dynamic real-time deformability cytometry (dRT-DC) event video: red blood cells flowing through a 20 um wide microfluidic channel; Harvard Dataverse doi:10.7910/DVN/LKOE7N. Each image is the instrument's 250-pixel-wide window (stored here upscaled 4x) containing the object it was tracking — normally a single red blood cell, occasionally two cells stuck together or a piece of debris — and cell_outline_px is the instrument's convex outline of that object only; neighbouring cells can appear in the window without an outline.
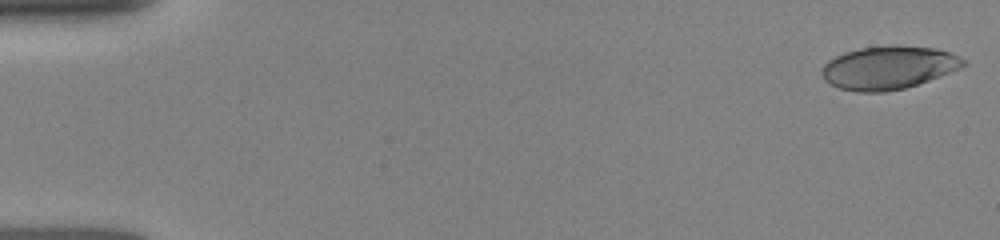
{"species": "human", "species_latin": "Homo sapiens", "temperature_condition": "room temperature", "stored_images_in_passage": 35, "camera_frame_rate_fps": 3000, "um_per_image_px": 0.085, "donor": {"sex": "female"}, "frame": {"image": 1, "passage_image": 1, "time_ms": 0.0, "image_size_px": [1000, 240], "cell_outline_px": [[968, 64], [960, 68], [940, 76], [904, 88], [884, 92], [856, 92], [840, 88], [824, 80], [820, 72], [824, 64], [828, 60], [844, 52], [860, 48], [936, 48], [948, 52], [964, 60]], "centroid_in_image_um": [75.47, 5.79], "position_along_channel_um": 9.5, "area_um2": 34.51}}
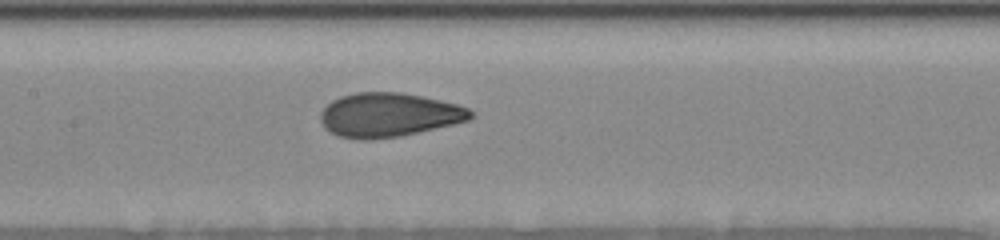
{"frame": {"image": 2, "passage_image": 19, "time_ms": 7.667, "image_size_px": [1000, 240], "cell_outline_px": [[476, 116], [468, 120], [452, 124], [400, 136], [372, 140], [360, 140], [336, 136], [324, 128], [320, 120], [320, 112], [332, 100], [340, 96], [356, 92], [400, 92], [424, 96], [456, 104], [468, 108], [476, 112]], "centroid_in_image_um": [33.03, 9.77], "position_along_channel_um": 174.4, "area_um2": 38.84}}
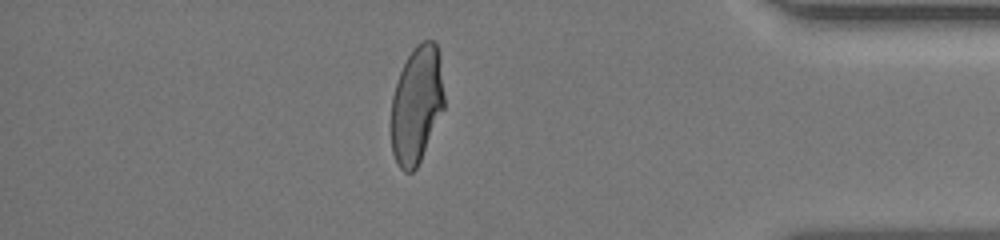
{"frame": {"image": 3, "passage_image": 33, "time_ms": 14.0, "image_size_px": [1000, 240], "cell_outline_px": [[444, 108], [420, 160], [416, 168], [412, 172], [404, 172], [400, 168], [392, 152], [392, 96], [400, 72], [408, 56], [416, 44], [424, 40], [432, 40], [436, 44], [440, 56], [444, 96]], "centroid_in_image_um": [35.42, 8.88], "position_along_channel_um": 399.8, "area_um2": 35.95}}